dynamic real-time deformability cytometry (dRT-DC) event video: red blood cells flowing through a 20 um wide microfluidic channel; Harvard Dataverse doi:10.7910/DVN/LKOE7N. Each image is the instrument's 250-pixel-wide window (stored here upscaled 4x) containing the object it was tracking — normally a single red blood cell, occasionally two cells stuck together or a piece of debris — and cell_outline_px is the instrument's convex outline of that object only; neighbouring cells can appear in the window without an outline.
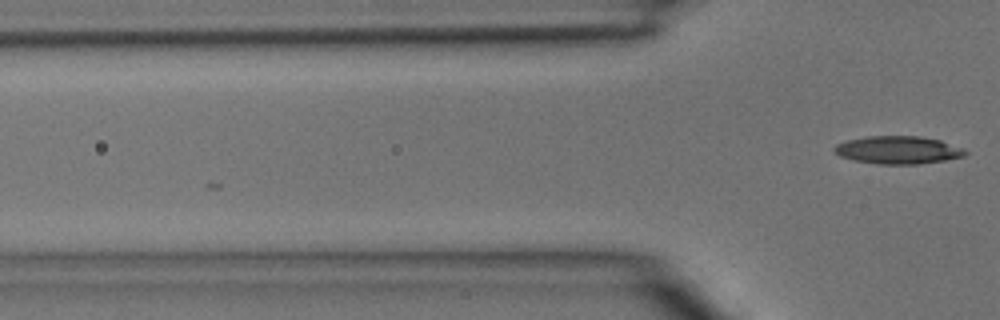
{"species": "common noctule bat (a hibernating species)", "species_latin": "Nyctalus noctula", "temperature_condition": "room temperature", "stored_images_in_passage": 3, "camera_frame_rate_fps": 3000, "um_per_image_px": 0.085, "animal": {"sex": "male", "body_mass_g": 15.6}, "frame": {"image": 1, "passage_image": 3, "time_ms": 0.667, "image_size_px": [1000, 320], "cell_outline_px": [[968, 152], [964, 156], [944, 160], [920, 164], [880, 164], [852, 160], [840, 156], [832, 152], [832, 148], [836, 144], [848, 140], [868, 136], [920, 136], [940, 140], [964, 148]], "centroid_in_image_um": [76.31, 12.75], "position_along_channel_um": 49.5, "area_um2": 21.33}}